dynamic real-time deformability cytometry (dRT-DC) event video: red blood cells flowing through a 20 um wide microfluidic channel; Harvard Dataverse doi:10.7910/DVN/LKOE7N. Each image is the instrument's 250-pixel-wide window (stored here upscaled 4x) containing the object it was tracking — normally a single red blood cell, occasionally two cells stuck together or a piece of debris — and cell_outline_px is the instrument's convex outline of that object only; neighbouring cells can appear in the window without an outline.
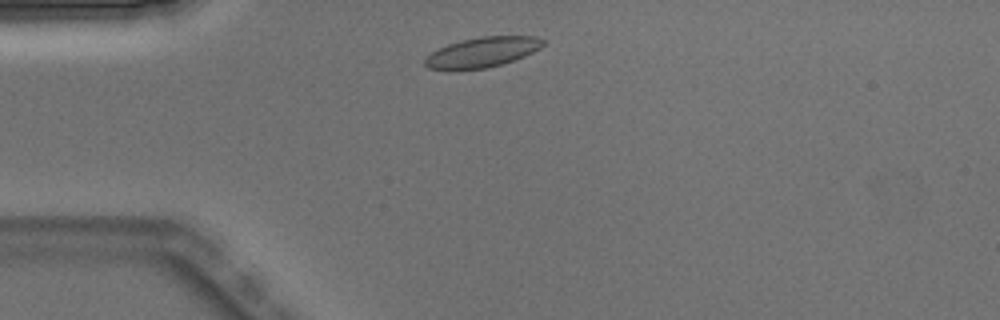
{"species": "Egyptian fruit bat (a non-hibernating species)", "species_latin": "Rousettus aegyptiacus", "temperature_condition": "warm", "stored_images_in_passage": 3, "camera_frame_rate_fps": 3000, "um_per_image_px": 0.085, "animal": {"sex": "male"}, "frame": {"image": 1, "passage_image": 1, "time_ms": 0.0, "image_size_px": [1000, 320], "cell_outline_px": [[544, 44], [540, 48], [524, 56], [500, 64], [484, 68], [452, 72], [448, 72], [428, 68], [424, 64], [424, 60], [432, 52], [448, 44], [464, 40], [484, 36], [536, 36], [544, 40]], "centroid_in_image_um": [40.94, 4.47], "position_along_channel_um": 44.1, "area_um2": 20.81}}
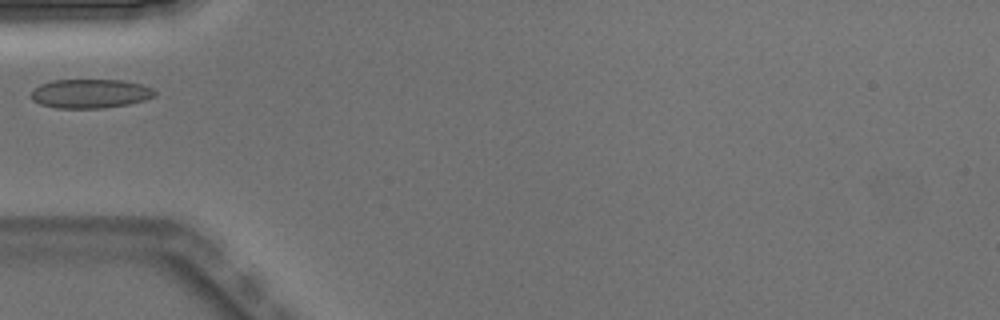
{"frame": {"image": 2, "passage_image": 2, "time_ms": 0.333, "image_size_px": [1000, 320], "cell_outline_px": [[156, 96], [144, 100], [128, 104], [100, 108], [56, 108], [40, 104], [32, 100], [32, 88], [40, 84], [52, 80], [124, 80], [140, 84], [152, 88], [156, 92]], "centroid_in_image_um": [7.66, 7.95], "position_along_channel_um": 77.3, "area_um2": 20.98}}